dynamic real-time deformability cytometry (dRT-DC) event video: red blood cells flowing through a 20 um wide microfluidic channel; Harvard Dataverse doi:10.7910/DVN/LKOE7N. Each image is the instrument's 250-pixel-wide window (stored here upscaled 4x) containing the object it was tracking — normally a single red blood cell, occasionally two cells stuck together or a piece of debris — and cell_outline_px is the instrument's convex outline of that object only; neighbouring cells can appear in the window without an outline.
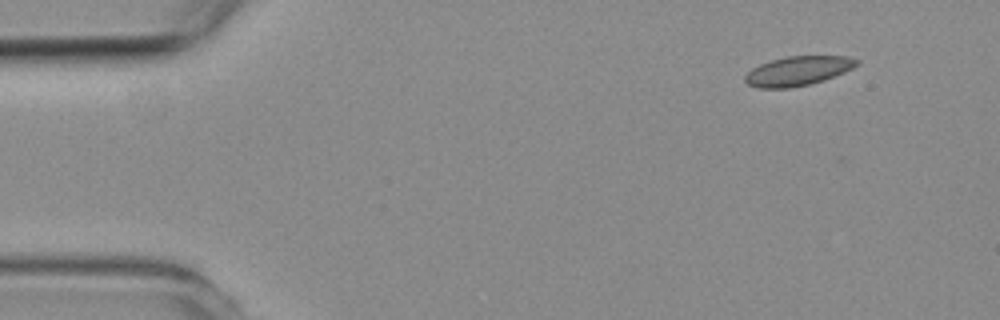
{"species": "common noctule bat (a hibernating species)", "species_latin": "Nyctalus noctula", "temperature_condition": "room temperature", "stored_images_in_passage": 5, "camera_frame_rate_fps": 3000, "um_per_image_px": 0.085, "animal": {"sex": "female", "body_mass_g": 19.3, "forearm_length_mm": 54.1}, "frame": {"image": 1, "passage_image": 1, "time_ms": 0.0, "image_size_px": [1000, 320], "cell_outline_px": [[860, 64], [844, 72], [824, 80], [812, 84], [792, 88], [756, 88], [748, 84], [744, 80], [744, 76], [752, 68], [760, 64], [772, 60], [788, 56], [848, 56], [860, 60]], "centroid_in_image_um": [67.84, 6.04], "position_along_channel_um": 17.2, "area_um2": 19.25}}
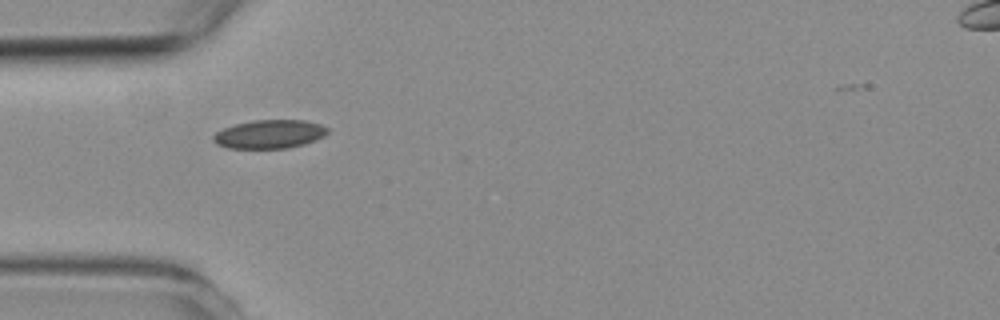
{"frame": {"image": 2, "passage_image": 4, "time_ms": 3.667, "image_size_px": [1000, 320], "cell_outline_px": [[328, 132], [324, 136], [316, 140], [304, 144], [288, 148], [228, 148], [216, 144], [212, 140], [212, 136], [216, 132], [224, 128], [236, 124], [252, 120], [304, 120], [320, 124], [328, 128]], "centroid_in_image_um": [22.9, 11.4], "position_along_channel_um": 62.1, "area_um2": 19.07}}
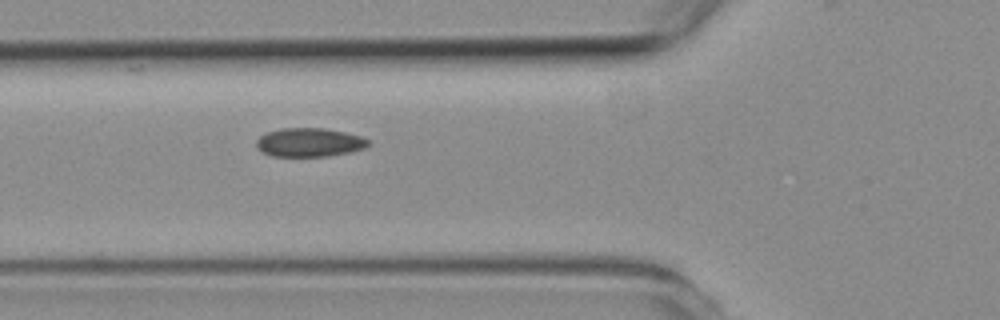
{"frame": {"image": 3, "passage_image": 5, "time_ms": 4.667, "image_size_px": [1000, 320], "cell_outline_px": [[368, 144], [364, 148], [348, 152], [328, 156], [272, 156], [256, 148], [256, 140], [260, 136], [268, 132], [280, 128], [324, 128], [344, 132], [360, 136], [368, 140]], "centroid_in_image_um": [26.25, 12.1], "position_along_channel_um": 99.5, "area_um2": 18.55}}